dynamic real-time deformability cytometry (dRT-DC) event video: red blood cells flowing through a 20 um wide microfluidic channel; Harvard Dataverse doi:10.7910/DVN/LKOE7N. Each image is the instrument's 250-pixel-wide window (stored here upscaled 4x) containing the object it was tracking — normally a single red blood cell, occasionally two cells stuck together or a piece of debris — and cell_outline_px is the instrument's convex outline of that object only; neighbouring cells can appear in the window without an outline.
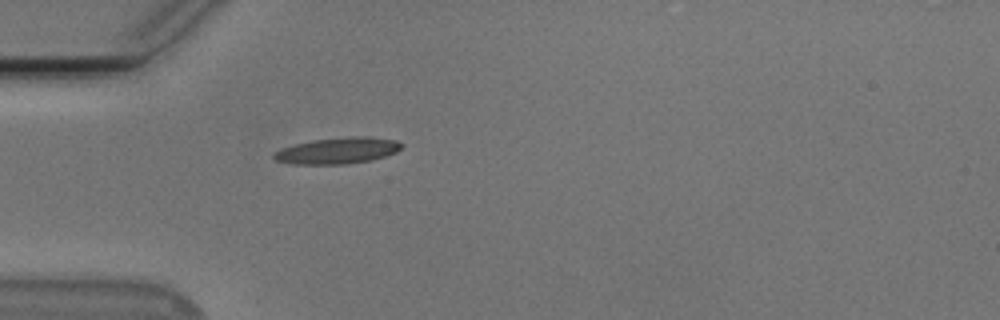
{"species": "Egyptian fruit bat (a non-hibernating species)", "species_latin": "Rousettus aegyptiacus", "temperature_condition": "cold", "stored_images_in_passage": 39, "camera_frame_rate_fps": 3000, "um_per_image_px": 0.085, "animal": {"sex": "male"}, "frame": {"image": 1, "passage_image": 1, "time_ms": 0.0, "image_size_px": [1000, 320], "cell_outline_px": [[404, 144], [396, 152], [372, 160], [348, 164], [292, 164], [276, 160], [272, 156], [272, 152], [296, 144], [312, 140], [348, 136], [368, 136], [396, 140]], "centroid_in_image_um": [28.71, 12.8], "position_along_channel_um": 56.3, "area_um2": 19.59}}
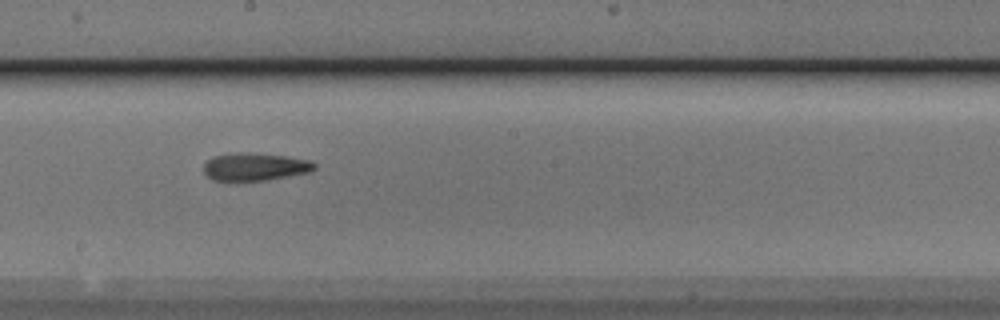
{"frame": {"image": 2, "passage_image": 15, "time_ms": 4.667, "image_size_px": [1000, 320], "cell_outline_px": [[316, 168], [308, 172], [264, 180], [212, 180], [204, 172], [204, 164], [212, 156], [236, 152], [248, 152], [288, 156], [312, 160], [316, 164]], "centroid_in_image_um": [21.68, 14.15], "position_along_channel_um": 226.5, "area_um2": 17.86}}
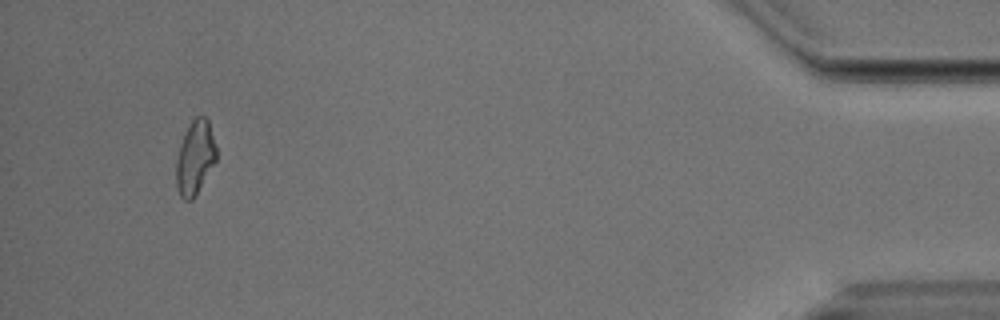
{"frame": {"image": 3, "passage_image": 36, "time_ms": 11.667, "image_size_px": [1000, 320], "cell_outline_px": [[216, 160], [192, 200], [184, 200], [180, 196], [176, 184], [176, 160], [180, 144], [184, 132], [192, 120], [196, 116], [204, 116], [208, 120], [216, 148]], "centroid_in_image_um": [16.56, 13.38], "position_along_channel_um": 418.6, "area_um2": 17.05}, "authors_computed_cell_mechanics": {"area_um2": 17.918, "velocity_mm_per_s": 3.787, "shape_relaxation_time_tau1_ms": 6.825, "shape_relaxation_time_tau2_ms": null, "deformation_change_tau1": 0.1625, "deformation_change_tau2": null}}